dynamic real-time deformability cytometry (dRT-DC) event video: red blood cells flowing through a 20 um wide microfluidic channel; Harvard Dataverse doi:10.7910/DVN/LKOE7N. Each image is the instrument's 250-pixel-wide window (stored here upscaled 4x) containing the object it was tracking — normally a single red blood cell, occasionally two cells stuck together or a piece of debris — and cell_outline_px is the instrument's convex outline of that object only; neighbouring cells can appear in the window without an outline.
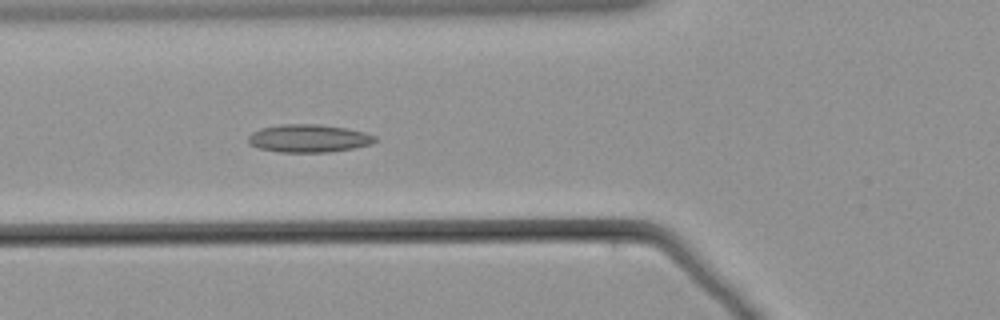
{"species": "common noctule bat (a hibernating species)", "species_latin": "Nyctalus noctula", "temperature_condition": "warm", "stored_images_in_passage": 51, "camera_frame_rate_fps": 3000, "um_per_image_px": 0.085, "animal": {"sex": "male", "body_mass_g": 21.5, "forearm_length_mm": 52.0}, "frame": {"image": 1, "passage_image": 22, "time_ms": 7.0, "image_size_px": [1000, 320], "cell_outline_px": [[376, 140], [372, 144], [352, 148], [328, 152], [280, 152], [260, 148], [248, 144], [248, 136], [252, 132], [260, 128], [280, 124], [320, 124], [348, 128], [364, 132], [376, 136]], "centroid_in_image_um": [26.23, 11.75], "position_along_channel_um": 99.6, "area_um2": 20.69}}